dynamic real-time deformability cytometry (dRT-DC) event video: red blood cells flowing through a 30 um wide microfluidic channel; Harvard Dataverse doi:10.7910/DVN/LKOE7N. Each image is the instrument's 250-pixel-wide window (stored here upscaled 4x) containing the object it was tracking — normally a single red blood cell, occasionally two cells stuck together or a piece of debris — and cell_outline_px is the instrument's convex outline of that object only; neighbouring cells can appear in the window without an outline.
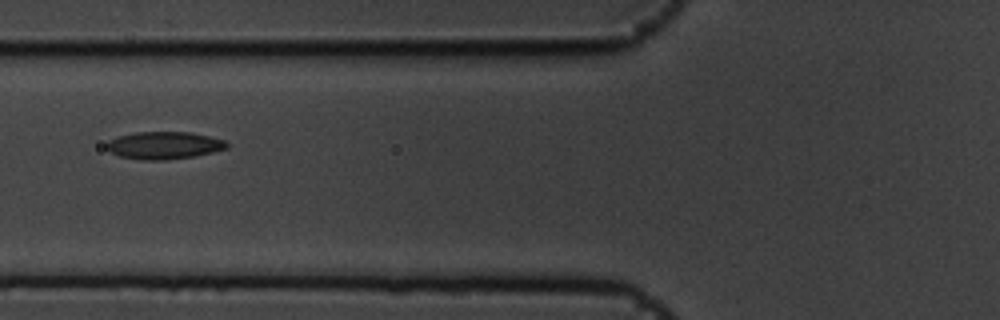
{"species": "common noctule bat (a hibernating species)", "species_latin": "Nyctalus noctula", "temperature_condition": "cold", "stored_images_in_passage": 15, "camera_frame_rate_fps": 3000, "um_per_image_px": 0.085, "animal": {"sex": "male", "body_mass_g": 19.5, "forearm_length_mm": 54.6}, "frame": {"image": 1, "passage_image": 6, "time_ms": 1.667, "image_size_px": [1000, 320], "cell_outline_px": [[228, 148], [196, 156], [164, 160], [144, 160], [120, 156], [112, 152], [104, 144], [108, 140], [120, 136], [136, 132], [192, 132], [224, 140], [228, 144]], "centroid_in_image_um": [13.96, 12.35], "position_along_channel_um": 111.8, "area_um2": 19.13}}
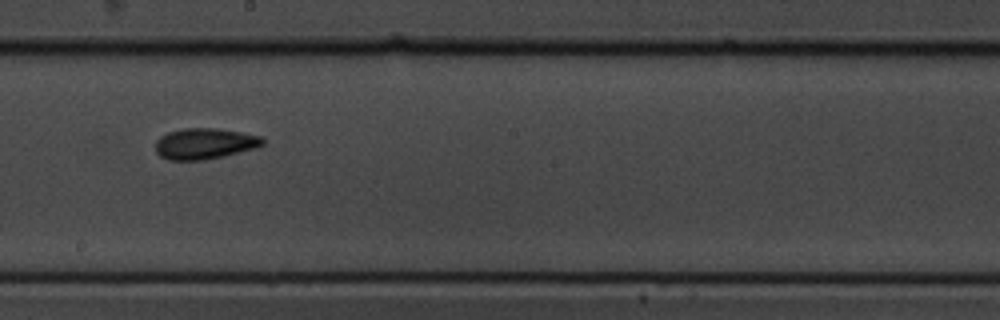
{"frame": {"image": 2, "passage_image": 9, "time_ms": 2.667, "image_size_px": [1000, 320], "cell_outline_px": [[264, 144], [256, 148], [224, 156], [204, 160], [168, 160], [160, 156], [156, 152], [156, 140], [160, 136], [168, 132], [184, 128], [216, 128], [240, 132], [260, 136], [264, 140]], "centroid_in_image_um": [17.38, 12.21], "position_along_channel_um": 230.8, "area_um2": 19.36}}
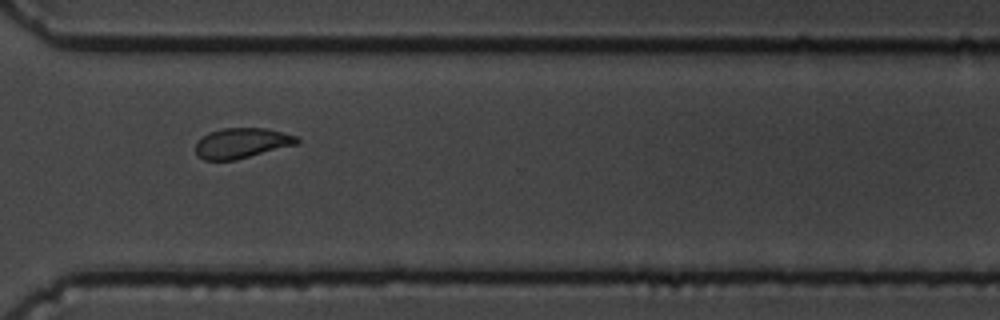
{"frame": {"image": 3, "passage_image": 12, "time_ms": 3.667, "image_size_px": [1000, 320], "cell_outline_px": [[300, 140], [296, 144], [236, 160], [204, 160], [196, 152], [196, 140], [208, 132], [224, 128], [264, 128], [296, 136]], "centroid_in_image_um": [20.5, 12.16], "position_along_channel_um": 350.1, "area_um2": 17.69}}